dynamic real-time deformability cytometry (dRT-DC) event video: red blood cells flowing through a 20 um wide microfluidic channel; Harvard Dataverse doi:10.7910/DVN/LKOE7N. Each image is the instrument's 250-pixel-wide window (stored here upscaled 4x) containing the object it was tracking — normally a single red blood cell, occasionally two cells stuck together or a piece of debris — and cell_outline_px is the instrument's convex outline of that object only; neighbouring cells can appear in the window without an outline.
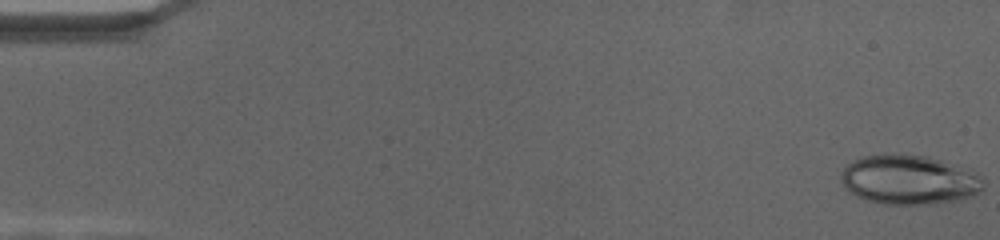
{"species": "human", "species_latin": "Homo sapiens", "temperature_condition": "cold", "stored_images_in_passage": 69, "camera_frame_rate_fps": 3000, "um_per_image_px": 0.085, "donor": {"sex": "female"}, "frame": {"image": 1, "passage_image": 1, "time_ms": 0.0, "image_size_px": [1000, 240], "cell_outline_px": [[984, 188], [980, 192], [972, 196], [960, 200], [936, 204], [884, 204], [868, 200], [856, 196], [848, 192], [840, 180], [840, 176], [844, 168], [852, 160], [864, 156], [928, 156], [972, 168], [984, 180]], "centroid_in_image_um": [77.34, 15.31], "position_along_channel_um": 7.7, "area_um2": 41.15}}
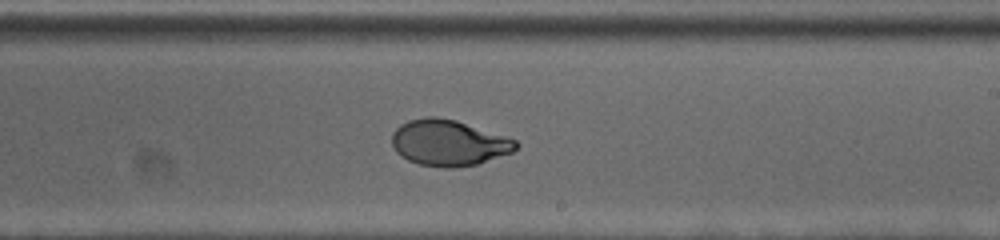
{"frame": {"image": 2, "passage_image": 42, "time_ms": 13.667, "image_size_px": [1000, 240], "cell_outline_px": [[520, 144], [512, 152], [476, 164], [448, 168], [444, 168], [420, 164], [408, 160], [396, 152], [392, 144], [392, 132], [400, 124], [408, 120], [428, 116], [436, 116], [456, 120], [516, 140]], "centroid_in_image_um": [38.1, 12.13], "position_along_channel_um": 250.9, "area_um2": 33.0}}
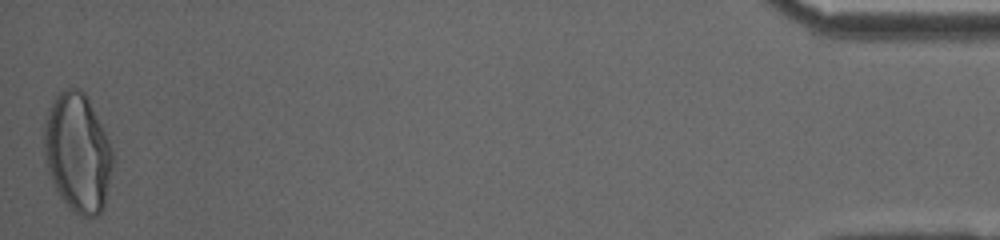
{"frame": {"image": 3, "passage_image": 69, "time_ms": 22.667, "image_size_px": [1000, 240], "cell_outline_px": [[112, 164], [104, 208], [100, 216], [80, 216], [56, 192], [48, 172], [44, 152], [44, 124], [48, 108], [52, 100], [60, 92], [68, 88], [80, 88], [84, 92], [112, 148]], "centroid_in_image_um": [6.58, 12.99], "position_along_channel_um": 428.6, "area_um2": 47.05}}